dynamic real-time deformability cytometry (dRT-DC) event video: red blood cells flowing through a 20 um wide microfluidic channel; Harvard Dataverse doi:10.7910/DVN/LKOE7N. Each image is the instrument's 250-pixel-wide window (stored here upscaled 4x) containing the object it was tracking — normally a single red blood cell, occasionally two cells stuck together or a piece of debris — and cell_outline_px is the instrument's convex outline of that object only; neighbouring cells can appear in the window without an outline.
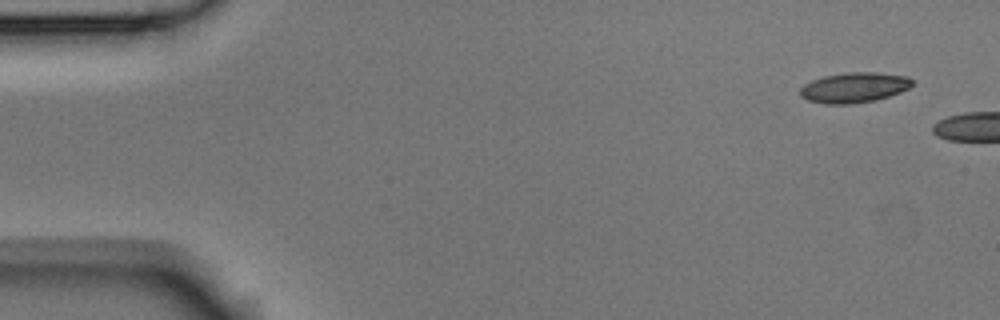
{"species": "Egyptian fruit bat (a non-hibernating species)", "species_latin": "Rousettus aegyptiacus", "temperature_condition": "room temperature", "stored_images_in_passage": 2, "camera_frame_rate_fps": 3000, "um_per_image_px": 0.085, "animal": {"sex": "male"}, "frame": {"image": 1, "passage_image": 1, "time_ms": 0.0, "image_size_px": [1000, 320], "cell_outline_px": [[912, 84], [908, 88], [900, 92], [876, 100], [852, 104], [824, 104], [808, 100], [800, 96], [800, 88], [804, 84], [812, 80], [824, 76], [848, 72], [876, 72], [908, 76], [912, 80]], "centroid_in_image_um": [72.59, 7.44], "position_along_channel_um": 12.4, "area_um2": 19.77}}